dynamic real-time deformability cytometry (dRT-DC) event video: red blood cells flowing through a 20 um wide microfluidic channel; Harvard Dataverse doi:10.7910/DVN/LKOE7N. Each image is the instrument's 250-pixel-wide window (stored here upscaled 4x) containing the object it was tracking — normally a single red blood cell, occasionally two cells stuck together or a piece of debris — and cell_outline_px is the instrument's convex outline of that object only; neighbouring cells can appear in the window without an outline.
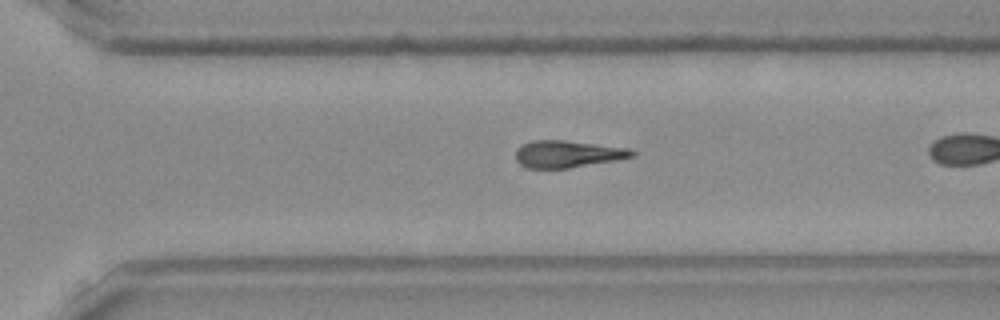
{"species": "Egyptian fruit bat (a non-hibernating species)", "species_latin": "Rousettus aegyptiacus", "temperature_condition": "room temperature", "stored_images_in_passage": 29, "camera_frame_rate_fps": 3000, "um_per_image_px": 0.085, "frame": {"image": 1, "passage_image": 25, "time_ms": 8.0, "image_size_px": [1000, 320], "cell_outline_px": [[636, 156], [616, 160], [568, 168], [528, 168], [520, 164], [516, 160], [516, 148], [532, 140], [564, 140], [628, 148], [636, 152]], "centroid_in_image_um": [48.24, 13.09], "position_along_channel_um": 322.4, "area_um2": 18.26}}